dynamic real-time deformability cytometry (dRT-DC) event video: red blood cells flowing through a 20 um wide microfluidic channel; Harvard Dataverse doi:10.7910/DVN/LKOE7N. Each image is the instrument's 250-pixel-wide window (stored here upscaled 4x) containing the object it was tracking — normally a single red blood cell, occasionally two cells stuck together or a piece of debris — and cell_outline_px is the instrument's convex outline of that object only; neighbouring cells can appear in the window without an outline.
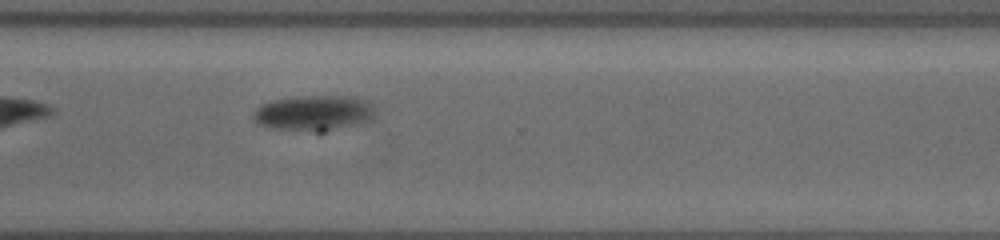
{"species": "common noctule bat (a hibernating species)", "species_latin": "Nyctalus noctula", "temperature_condition": "cold", "stored_images_in_passage": 36, "camera_frame_rate_fps": 3000, "um_per_image_px": 0.085, "animal": {"sex": "female", "body_mass_g": 19.5, "forearm_length_mm": 54.1}, "frame": {"image": 1, "passage_image": 24, "time_ms": 7.667, "image_size_px": [1000, 240], "cell_outline_px": [[376, 116], [372, 120], [324, 132], [316, 132], [272, 128], [260, 124], [252, 116], [256, 108], [260, 104], [272, 100], [300, 96], [356, 96], [372, 104], [376, 112]], "centroid_in_image_um": [26.72, 9.6], "position_along_channel_um": 343.9, "area_um2": 25.43}}